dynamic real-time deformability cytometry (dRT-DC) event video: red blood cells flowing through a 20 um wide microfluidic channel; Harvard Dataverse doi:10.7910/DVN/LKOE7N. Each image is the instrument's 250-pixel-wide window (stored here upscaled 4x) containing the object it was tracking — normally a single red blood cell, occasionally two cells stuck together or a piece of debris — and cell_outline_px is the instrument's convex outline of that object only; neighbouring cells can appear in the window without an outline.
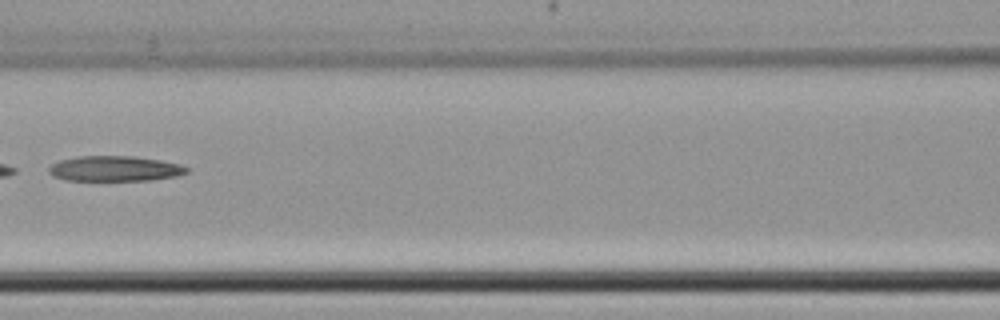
{"species": "common noctule bat (a hibernating species)", "species_latin": "Nyctalus noctula", "temperature_condition": "cold", "stored_images_in_passage": 7, "camera_frame_rate_fps": 3000, "um_per_image_px": 0.085, "animal": {"sex": "female", "body_mass_g": 22.7, "forearm_length_mm": 54.2}, "frame": {"image": 1, "passage_image": 7, "time_ms": 7.333, "image_size_px": [1000, 320], "cell_outline_px": [[188, 172], [176, 176], [152, 180], [64, 180], [52, 176], [48, 172], [48, 168], [52, 164], [60, 160], [76, 156], [136, 156], [160, 160], [180, 164], [188, 168]], "centroid_in_image_um": [9.73, 14.33], "position_along_channel_um": 156.9, "area_um2": 20.4}}